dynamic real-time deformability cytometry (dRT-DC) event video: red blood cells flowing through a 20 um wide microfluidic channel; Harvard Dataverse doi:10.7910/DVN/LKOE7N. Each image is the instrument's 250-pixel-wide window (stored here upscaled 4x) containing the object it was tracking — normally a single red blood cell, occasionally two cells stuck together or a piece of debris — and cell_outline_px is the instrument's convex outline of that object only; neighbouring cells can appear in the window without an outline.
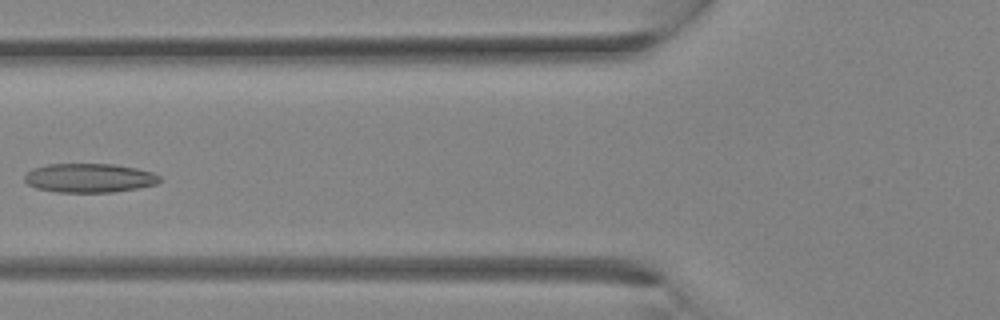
{"species": "Egyptian fruit bat (a non-hibernating species)", "species_latin": "Rousettus aegyptiacus", "temperature_condition": "room temperature", "stored_images_in_passage": 7, "camera_frame_rate_fps": 3000, "um_per_image_px": 0.085, "animal": {"sex": "female"}, "frame": {"image": 1, "passage_image": 4, "time_ms": 1.0, "image_size_px": [1000, 320], "cell_outline_px": [[160, 180], [156, 184], [136, 188], [112, 192], [56, 192], [36, 188], [28, 184], [24, 180], [24, 176], [32, 168], [48, 164], [116, 164], [136, 168], [152, 172], [160, 176]], "centroid_in_image_um": [7.57, 15.12], "position_along_channel_um": 118.2, "area_um2": 22.83}}
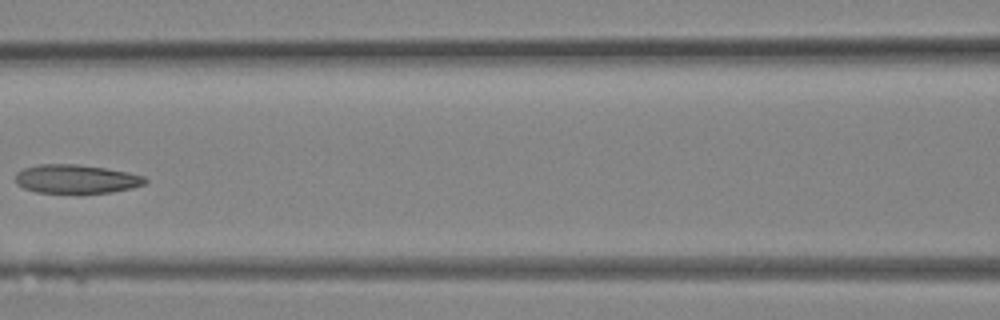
{"frame": {"image": 2, "passage_image": 6, "time_ms": 1.667, "image_size_px": [1000, 320], "cell_outline_px": [[148, 180], [144, 184], [132, 188], [112, 192], [36, 192], [24, 188], [16, 184], [16, 172], [24, 168], [40, 164], [76, 164], [104, 168], [128, 172], [144, 176]], "centroid_in_image_um": [6.47, 15.2], "position_along_channel_um": 160.1, "area_um2": 21.5}}